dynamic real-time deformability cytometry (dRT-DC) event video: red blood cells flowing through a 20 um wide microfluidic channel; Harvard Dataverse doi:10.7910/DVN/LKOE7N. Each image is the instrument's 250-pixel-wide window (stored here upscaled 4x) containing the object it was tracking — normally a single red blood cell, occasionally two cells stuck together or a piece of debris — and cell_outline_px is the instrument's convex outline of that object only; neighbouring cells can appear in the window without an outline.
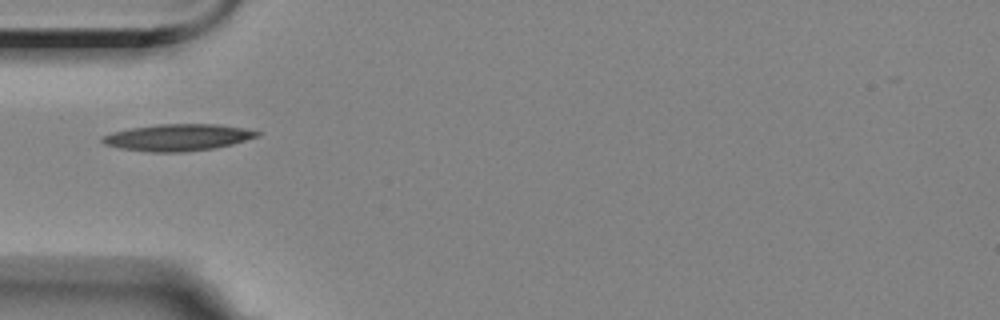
{"species": "Egyptian fruit bat (a non-hibernating species)", "species_latin": "Rousettus aegyptiacus", "temperature_condition": "room temperature", "stored_images_in_passage": 2, "camera_frame_rate_fps": 3000, "um_per_image_px": 0.085, "animal": {"sex": "female"}, "frame": {"image": 1, "passage_image": 1, "time_ms": 0.0, "image_size_px": [1000, 320], "cell_outline_px": [[260, 136], [232, 144], [212, 148], [184, 152], [152, 152], [120, 148], [104, 144], [100, 140], [100, 136], [112, 132], [132, 128], [156, 124], [216, 124], [244, 128], [260, 132]], "centroid_in_image_um": [15.09, 11.68], "position_along_channel_um": 69.9, "area_um2": 24.04}}
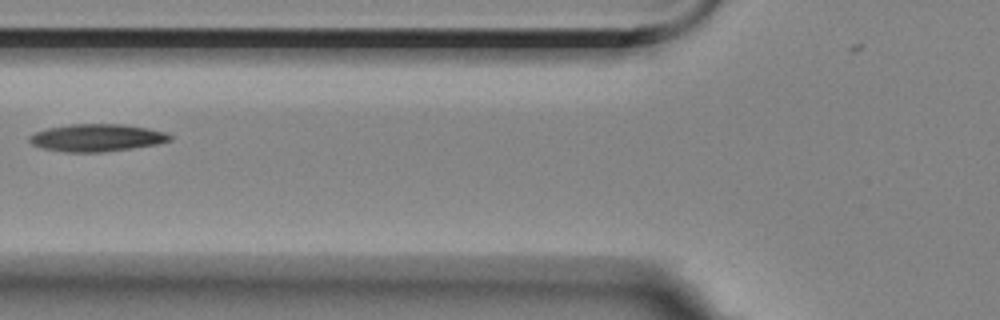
{"frame": {"image": 2, "passage_image": 2, "time_ms": 1.333, "image_size_px": [1000, 320], "cell_outline_px": [[172, 140], [156, 144], [132, 148], [100, 152], [64, 152], [40, 148], [32, 144], [28, 140], [28, 136], [32, 132], [48, 128], [72, 124], [124, 124], [148, 128], [168, 132], [172, 136]], "centroid_in_image_um": [8.21, 11.7], "position_along_channel_um": 117.6, "area_um2": 22.66}}